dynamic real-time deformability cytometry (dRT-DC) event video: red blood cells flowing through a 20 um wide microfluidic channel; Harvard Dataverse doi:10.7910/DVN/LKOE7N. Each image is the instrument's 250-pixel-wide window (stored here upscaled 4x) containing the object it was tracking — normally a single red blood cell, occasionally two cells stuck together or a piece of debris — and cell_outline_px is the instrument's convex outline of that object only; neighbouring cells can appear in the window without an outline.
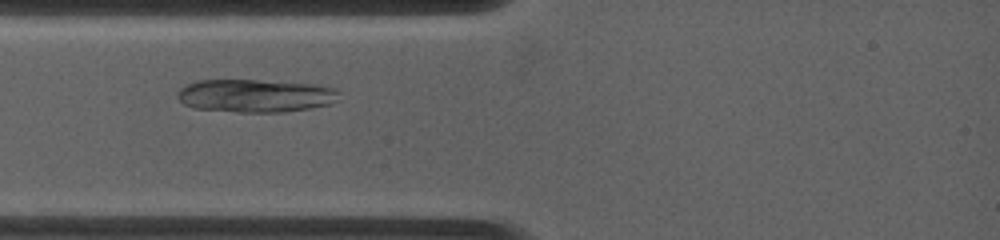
{"species": "common noctule bat (a hibernating species)", "species_latin": "Nyctalus noctula", "temperature_condition": "warm", "stored_images_in_passage": 7, "camera_frame_rate_fps": 4500, "um_per_image_px": 0.085, "animal": {"sex": "female", "body_mass_g": 19.0, "forearm_length_mm": 53.3}, "frame": {"image": 1, "passage_image": 3, "time_ms": 2.222, "image_size_px": [1000, 240], "cell_outline_px": [[340, 100], [332, 104], [312, 108], [284, 112], [240, 112], [192, 108], [184, 104], [176, 96], [176, 92], [184, 84], [196, 80], [256, 80], [316, 84], [336, 88], [340, 92]], "centroid_in_image_um": [21.73, 8.13], "position_along_channel_um": 63.3, "area_um2": 31.67}}
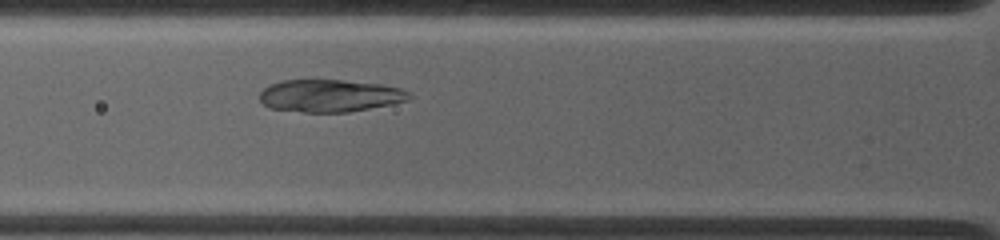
{"frame": {"image": 2, "passage_image": 4, "time_ms": 3.111, "image_size_px": [1000, 240], "cell_outline_px": [[412, 96], [408, 100], [392, 104], [348, 112], [304, 112], [268, 108], [260, 100], [260, 92], [264, 88], [280, 80], [344, 80], [380, 84], [400, 88], [408, 92]], "centroid_in_image_um": [28.03, 8.14], "position_along_channel_um": 97.8, "area_um2": 28.21}}